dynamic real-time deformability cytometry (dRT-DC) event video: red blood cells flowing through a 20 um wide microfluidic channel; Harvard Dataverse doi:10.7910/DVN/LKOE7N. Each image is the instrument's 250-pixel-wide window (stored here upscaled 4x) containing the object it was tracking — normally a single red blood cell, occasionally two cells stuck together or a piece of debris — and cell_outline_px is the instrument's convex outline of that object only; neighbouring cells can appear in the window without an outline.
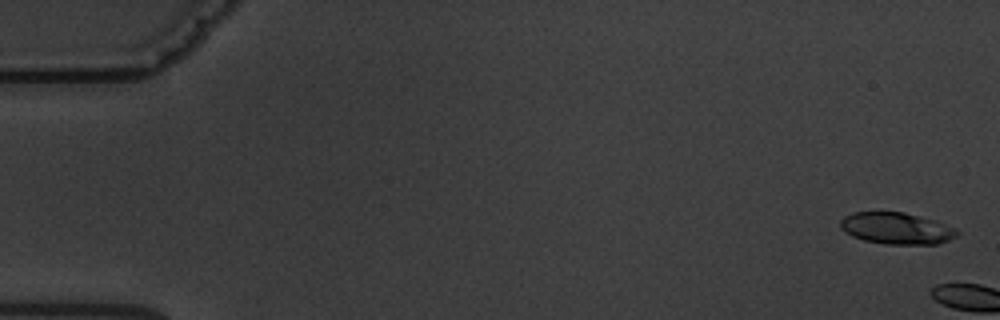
{"species": "common noctule bat (a hibernating species)", "species_latin": "Nyctalus noctula", "temperature_condition": "warm", "stored_images_in_passage": 2, "camera_frame_rate_fps": 3000, "um_per_image_px": 0.085, "animal": {"sex": "male", "body_mass_g": 19.5, "forearm_length_mm": 54.6}, "frame": {"image": 1, "passage_image": 1, "time_ms": 0.0, "image_size_px": [1000, 320], "cell_outline_px": [[960, 232], [956, 236], [940, 244], [884, 244], [864, 240], [852, 236], [844, 232], [840, 228], [840, 220], [844, 216], [852, 212], [904, 212], [936, 220], [956, 228]], "centroid_in_image_um": [76.21, 19.41], "position_along_channel_um": 8.8, "area_um2": 21.73}}